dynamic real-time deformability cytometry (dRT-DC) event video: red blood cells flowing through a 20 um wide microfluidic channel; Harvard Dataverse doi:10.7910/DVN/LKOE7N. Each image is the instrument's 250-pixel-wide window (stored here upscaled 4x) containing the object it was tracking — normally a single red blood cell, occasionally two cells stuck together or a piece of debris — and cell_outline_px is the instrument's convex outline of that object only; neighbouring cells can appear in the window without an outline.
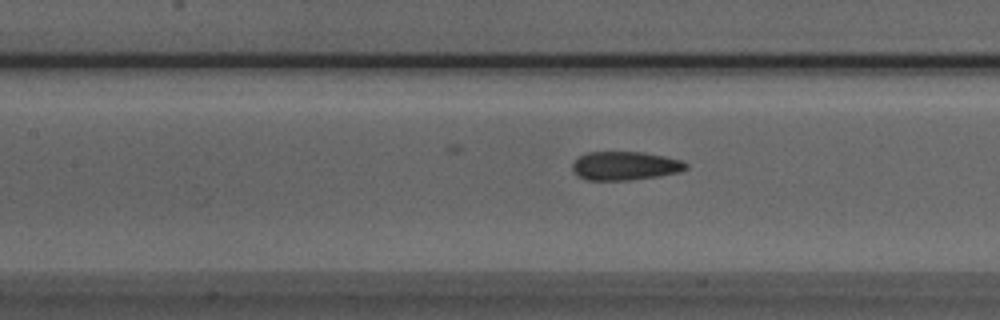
{"species": "Egyptian fruit bat (a non-hibernating species)", "species_latin": "Rousettus aegyptiacus", "temperature_condition": "room temperature", "stored_images_in_passage": 52, "camera_frame_rate_fps": 3000, "um_per_image_px": 0.085, "animal": {"sex": "male"}, "frame": {"image": 1, "passage_image": 23, "time_ms": 7.333, "image_size_px": [1000, 320], "cell_outline_px": [[688, 168], [680, 172], [660, 176], [628, 180], [588, 180], [580, 176], [572, 168], [572, 164], [580, 156], [588, 152], [640, 152], [664, 156], [680, 160], [688, 164]], "centroid_in_image_um": [53.17, 14.09], "position_along_channel_um": 154.2, "area_um2": 18.79}}
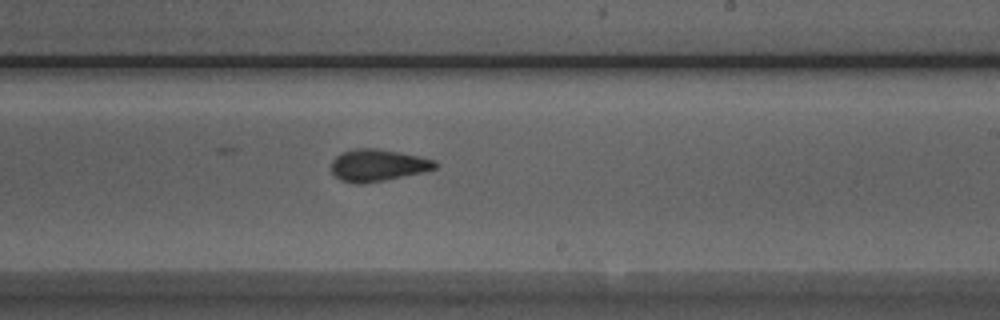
{"frame": {"image": 2, "passage_image": 31, "time_ms": 10.0, "image_size_px": [1000, 320], "cell_outline_px": [[440, 164], [436, 168], [424, 172], [384, 180], [360, 184], [356, 184], [340, 180], [332, 172], [332, 160], [340, 152], [356, 148], [376, 148], [400, 152], [436, 160]], "centroid_in_image_um": [32.12, 14.04], "position_along_channel_um": 256.9, "area_um2": 19.48}}
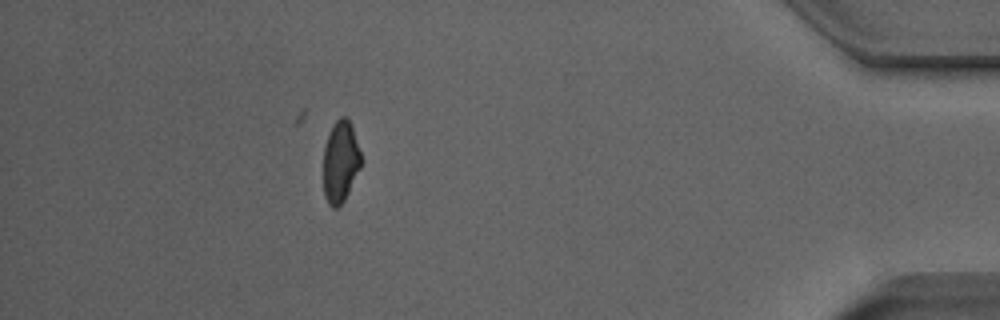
{"frame": {"image": 3, "passage_image": 47, "time_ms": 15.333, "image_size_px": [1000, 320], "cell_outline_px": [[360, 168], [344, 200], [336, 208], [332, 208], [328, 204], [324, 196], [324, 148], [328, 136], [336, 120], [340, 116], [344, 116], [348, 120], [352, 128], [360, 152]], "centroid_in_image_um": [28.92, 13.77], "position_along_channel_um": 406.3, "area_um2": 17.46}, "authors_computed_cell_mechanics": {"area_um2": 19.3341, "velocity_mm_per_s": 3.8538, "shape_relaxation_time_tau1_ms": 11.3584, "shape_relaxation_time_tau2_ms": 1.5808, "deformation_change_tau1": 0.221, "deformation_change_tau2": 0.0773}}